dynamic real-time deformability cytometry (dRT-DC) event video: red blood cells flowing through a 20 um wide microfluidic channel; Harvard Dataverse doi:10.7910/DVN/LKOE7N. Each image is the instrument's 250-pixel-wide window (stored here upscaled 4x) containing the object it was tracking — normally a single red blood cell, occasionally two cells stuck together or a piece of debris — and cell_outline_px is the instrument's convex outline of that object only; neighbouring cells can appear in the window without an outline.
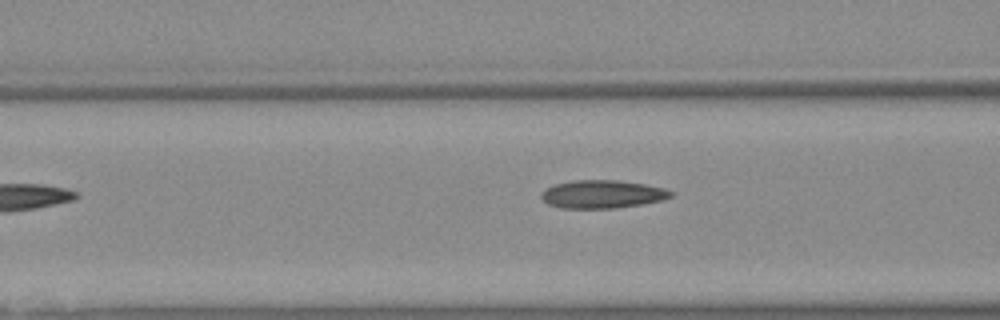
{"species": "Egyptian fruit bat (a non-hibernating species)", "species_latin": "Rousettus aegyptiacus", "temperature_condition": "warm", "stored_images_in_passage": 8, "camera_frame_rate_fps": 3000, "um_per_image_px": 0.085, "animal": {"sex": "female"}, "frame": {"image": 1, "passage_image": 6, "time_ms": 1.667, "image_size_px": [1000, 320], "cell_outline_px": [[676, 192], [672, 196], [664, 200], [616, 208], [560, 208], [548, 204], [540, 196], [540, 192], [544, 188], [552, 184], [572, 180], [616, 180], [644, 184], [664, 188]], "centroid_in_image_um": [51.17, 16.5], "position_along_channel_um": 115.4, "area_um2": 21.44}}